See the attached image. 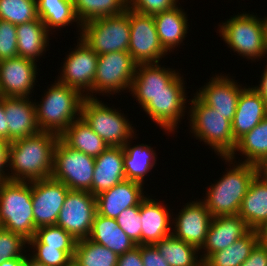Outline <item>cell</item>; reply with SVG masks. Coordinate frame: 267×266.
<instances>
[{
	"label": "cell",
	"mask_w": 267,
	"mask_h": 266,
	"mask_svg": "<svg viewBox=\"0 0 267 266\" xmlns=\"http://www.w3.org/2000/svg\"><path fill=\"white\" fill-rule=\"evenodd\" d=\"M60 136L40 131L10 142L7 180L32 182L52 175L54 149Z\"/></svg>",
	"instance_id": "1"
},
{
	"label": "cell",
	"mask_w": 267,
	"mask_h": 266,
	"mask_svg": "<svg viewBox=\"0 0 267 266\" xmlns=\"http://www.w3.org/2000/svg\"><path fill=\"white\" fill-rule=\"evenodd\" d=\"M47 90L40 104H35L37 124L40 131L60 136L81 117L82 102L86 96L58 81Z\"/></svg>",
	"instance_id": "2"
},
{
	"label": "cell",
	"mask_w": 267,
	"mask_h": 266,
	"mask_svg": "<svg viewBox=\"0 0 267 266\" xmlns=\"http://www.w3.org/2000/svg\"><path fill=\"white\" fill-rule=\"evenodd\" d=\"M1 228L22 235L35 236L32 205V182L4 180L0 185Z\"/></svg>",
	"instance_id": "3"
},
{
	"label": "cell",
	"mask_w": 267,
	"mask_h": 266,
	"mask_svg": "<svg viewBox=\"0 0 267 266\" xmlns=\"http://www.w3.org/2000/svg\"><path fill=\"white\" fill-rule=\"evenodd\" d=\"M207 189L205 204L212 217L238 214L251 181L256 176L253 164L239 162Z\"/></svg>",
	"instance_id": "4"
},
{
	"label": "cell",
	"mask_w": 267,
	"mask_h": 266,
	"mask_svg": "<svg viewBox=\"0 0 267 266\" xmlns=\"http://www.w3.org/2000/svg\"><path fill=\"white\" fill-rule=\"evenodd\" d=\"M194 97L189 110L194 136L210 145L221 157H230L237 145L232 134V121Z\"/></svg>",
	"instance_id": "5"
},
{
	"label": "cell",
	"mask_w": 267,
	"mask_h": 266,
	"mask_svg": "<svg viewBox=\"0 0 267 266\" xmlns=\"http://www.w3.org/2000/svg\"><path fill=\"white\" fill-rule=\"evenodd\" d=\"M81 39L99 56L128 51L130 41L129 8L119 15L92 20L81 26Z\"/></svg>",
	"instance_id": "6"
},
{
	"label": "cell",
	"mask_w": 267,
	"mask_h": 266,
	"mask_svg": "<svg viewBox=\"0 0 267 266\" xmlns=\"http://www.w3.org/2000/svg\"><path fill=\"white\" fill-rule=\"evenodd\" d=\"M81 117L108 146L123 147L128 139L135 137L128 119L97 97L83 99Z\"/></svg>",
	"instance_id": "7"
},
{
	"label": "cell",
	"mask_w": 267,
	"mask_h": 266,
	"mask_svg": "<svg viewBox=\"0 0 267 266\" xmlns=\"http://www.w3.org/2000/svg\"><path fill=\"white\" fill-rule=\"evenodd\" d=\"M95 158L69 147L60 137L54 149L51 177L64 183L70 190L92 194Z\"/></svg>",
	"instance_id": "8"
},
{
	"label": "cell",
	"mask_w": 267,
	"mask_h": 266,
	"mask_svg": "<svg viewBox=\"0 0 267 266\" xmlns=\"http://www.w3.org/2000/svg\"><path fill=\"white\" fill-rule=\"evenodd\" d=\"M220 36L234 52L247 59H258L267 54L261 19L245 12L219 25Z\"/></svg>",
	"instance_id": "9"
},
{
	"label": "cell",
	"mask_w": 267,
	"mask_h": 266,
	"mask_svg": "<svg viewBox=\"0 0 267 266\" xmlns=\"http://www.w3.org/2000/svg\"><path fill=\"white\" fill-rule=\"evenodd\" d=\"M137 65L128 51L99 55L91 93L115 94L127 87L130 90Z\"/></svg>",
	"instance_id": "10"
},
{
	"label": "cell",
	"mask_w": 267,
	"mask_h": 266,
	"mask_svg": "<svg viewBox=\"0 0 267 266\" xmlns=\"http://www.w3.org/2000/svg\"><path fill=\"white\" fill-rule=\"evenodd\" d=\"M181 74L158 63L138 64L130 91L144 107L154 95L161 92H185Z\"/></svg>",
	"instance_id": "11"
},
{
	"label": "cell",
	"mask_w": 267,
	"mask_h": 266,
	"mask_svg": "<svg viewBox=\"0 0 267 266\" xmlns=\"http://www.w3.org/2000/svg\"><path fill=\"white\" fill-rule=\"evenodd\" d=\"M97 214L96 196L88 191L70 190L61 208L56 225L75 240L89 237Z\"/></svg>",
	"instance_id": "12"
},
{
	"label": "cell",
	"mask_w": 267,
	"mask_h": 266,
	"mask_svg": "<svg viewBox=\"0 0 267 266\" xmlns=\"http://www.w3.org/2000/svg\"><path fill=\"white\" fill-rule=\"evenodd\" d=\"M130 41L128 53L137 64L159 63L167 52L160 44L153 15L129 9Z\"/></svg>",
	"instance_id": "13"
},
{
	"label": "cell",
	"mask_w": 267,
	"mask_h": 266,
	"mask_svg": "<svg viewBox=\"0 0 267 266\" xmlns=\"http://www.w3.org/2000/svg\"><path fill=\"white\" fill-rule=\"evenodd\" d=\"M78 43L77 48L66 57L61 76L57 80L79 90L82 94L88 91L85 96L93 98L89 92L93 90L98 55L81 38Z\"/></svg>",
	"instance_id": "14"
},
{
	"label": "cell",
	"mask_w": 267,
	"mask_h": 266,
	"mask_svg": "<svg viewBox=\"0 0 267 266\" xmlns=\"http://www.w3.org/2000/svg\"><path fill=\"white\" fill-rule=\"evenodd\" d=\"M70 189L52 177L32 181L35 228L56 225L59 212Z\"/></svg>",
	"instance_id": "15"
},
{
	"label": "cell",
	"mask_w": 267,
	"mask_h": 266,
	"mask_svg": "<svg viewBox=\"0 0 267 266\" xmlns=\"http://www.w3.org/2000/svg\"><path fill=\"white\" fill-rule=\"evenodd\" d=\"M36 74L35 61L25 57L0 60V97H29Z\"/></svg>",
	"instance_id": "16"
},
{
	"label": "cell",
	"mask_w": 267,
	"mask_h": 266,
	"mask_svg": "<svg viewBox=\"0 0 267 266\" xmlns=\"http://www.w3.org/2000/svg\"><path fill=\"white\" fill-rule=\"evenodd\" d=\"M186 204L174 219L175 229L171 234L200 250L206 241L212 215L201 200Z\"/></svg>",
	"instance_id": "17"
},
{
	"label": "cell",
	"mask_w": 267,
	"mask_h": 266,
	"mask_svg": "<svg viewBox=\"0 0 267 266\" xmlns=\"http://www.w3.org/2000/svg\"><path fill=\"white\" fill-rule=\"evenodd\" d=\"M204 87L197 91L196 97L205 105L226 115V119L233 121L238 99L244 89L228 76H215ZM202 89V90H201Z\"/></svg>",
	"instance_id": "18"
},
{
	"label": "cell",
	"mask_w": 267,
	"mask_h": 266,
	"mask_svg": "<svg viewBox=\"0 0 267 266\" xmlns=\"http://www.w3.org/2000/svg\"><path fill=\"white\" fill-rule=\"evenodd\" d=\"M250 230L238 214L212 217L206 241L202 246L204 255L200 259L204 262L211 254L226 249Z\"/></svg>",
	"instance_id": "19"
},
{
	"label": "cell",
	"mask_w": 267,
	"mask_h": 266,
	"mask_svg": "<svg viewBox=\"0 0 267 266\" xmlns=\"http://www.w3.org/2000/svg\"><path fill=\"white\" fill-rule=\"evenodd\" d=\"M143 185L131 180H124L109 190L96 195L97 213L116 219L126 208L140 206L147 197L143 195Z\"/></svg>",
	"instance_id": "20"
},
{
	"label": "cell",
	"mask_w": 267,
	"mask_h": 266,
	"mask_svg": "<svg viewBox=\"0 0 267 266\" xmlns=\"http://www.w3.org/2000/svg\"><path fill=\"white\" fill-rule=\"evenodd\" d=\"M35 102L29 97H4V110L9 128V142L40 132Z\"/></svg>",
	"instance_id": "21"
},
{
	"label": "cell",
	"mask_w": 267,
	"mask_h": 266,
	"mask_svg": "<svg viewBox=\"0 0 267 266\" xmlns=\"http://www.w3.org/2000/svg\"><path fill=\"white\" fill-rule=\"evenodd\" d=\"M123 158V147L112 146H109L95 158L92 179V194L94 196L126 180Z\"/></svg>",
	"instance_id": "22"
},
{
	"label": "cell",
	"mask_w": 267,
	"mask_h": 266,
	"mask_svg": "<svg viewBox=\"0 0 267 266\" xmlns=\"http://www.w3.org/2000/svg\"><path fill=\"white\" fill-rule=\"evenodd\" d=\"M185 92H161L143 107L151 120L168 132H174L186 108Z\"/></svg>",
	"instance_id": "23"
},
{
	"label": "cell",
	"mask_w": 267,
	"mask_h": 266,
	"mask_svg": "<svg viewBox=\"0 0 267 266\" xmlns=\"http://www.w3.org/2000/svg\"><path fill=\"white\" fill-rule=\"evenodd\" d=\"M267 117V108L262 97L252 88H244L239 96L232 121V134L238 141Z\"/></svg>",
	"instance_id": "24"
},
{
	"label": "cell",
	"mask_w": 267,
	"mask_h": 266,
	"mask_svg": "<svg viewBox=\"0 0 267 266\" xmlns=\"http://www.w3.org/2000/svg\"><path fill=\"white\" fill-rule=\"evenodd\" d=\"M142 223L141 245H155L172 233L171 214L164 205L154 199L145 198L140 203Z\"/></svg>",
	"instance_id": "25"
},
{
	"label": "cell",
	"mask_w": 267,
	"mask_h": 266,
	"mask_svg": "<svg viewBox=\"0 0 267 266\" xmlns=\"http://www.w3.org/2000/svg\"><path fill=\"white\" fill-rule=\"evenodd\" d=\"M153 18L160 44L166 52L182 43L187 34L188 19L178 5L153 15Z\"/></svg>",
	"instance_id": "26"
},
{
	"label": "cell",
	"mask_w": 267,
	"mask_h": 266,
	"mask_svg": "<svg viewBox=\"0 0 267 266\" xmlns=\"http://www.w3.org/2000/svg\"><path fill=\"white\" fill-rule=\"evenodd\" d=\"M88 238L107 247L118 256L137 246L118 226L115 219L99 215L98 213L95 216Z\"/></svg>",
	"instance_id": "27"
},
{
	"label": "cell",
	"mask_w": 267,
	"mask_h": 266,
	"mask_svg": "<svg viewBox=\"0 0 267 266\" xmlns=\"http://www.w3.org/2000/svg\"><path fill=\"white\" fill-rule=\"evenodd\" d=\"M238 215L251 230L267 221V182L257 175L251 181Z\"/></svg>",
	"instance_id": "28"
},
{
	"label": "cell",
	"mask_w": 267,
	"mask_h": 266,
	"mask_svg": "<svg viewBox=\"0 0 267 266\" xmlns=\"http://www.w3.org/2000/svg\"><path fill=\"white\" fill-rule=\"evenodd\" d=\"M48 34L49 31L39 17L17 25L18 56L35 61L49 45Z\"/></svg>",
	"instance_id": "29"
},
{
	"label": "cell",
	"mask_w": 267,
	"mask_h": 266,
	"mask_svg": "<svg viewBox=\"0 0 267 266\" xmlns=\"http://www.w3.org/2000/svg\"><path fill=\"white\" fill-rule=\"evenodd\" d=\"M60 138L71 148L98 157L109 146L93 129L80 117L60 135Z\"/></svg>",
	"instance_id": "30"
},
{
	"label": "cell",
	"mask_w": 267,
	"mask_h": 266,
	"mask_svg": "<svg viewBox=\"0 0 267 266\" xmlns=\"http://www.w3.org/2000/svg\"><path fill=\"white\" fill-rule=\"evenodd\" d=\"M130 139L123 145L124 171L126 180L138 182L143 185L145 175L155 166L156 153L151 146L139 144L130 147Z\"/></svg>",
	"instance_id": "31"
},
{
	"label": "cell",
	"mask_w": 267,
	"mask_h": 266,
	"mask_svg": "<svg viewBox=\"0 0 267 266\" xmlns=\"http://www.w3.org/2000/svg\"><path fill=\"white\" fill-rule=\"evenodd\" d=\"M236 151L241 152L247 158L242 161L243 163L253 165L267 155V117L237 141L234 153L230 157L221 158L233 164Z\"/></svg>",
	"instance_id": "32"
},
{
	"label": "cell",
	"mask_w": 267,
	"mask_h": 266,
	"mask_svg": "<svg viewBox=\"0 0 267 266\" xmlns=\"http://www.w3.org/2000/svg\"><path fill=\"white\" fill-rule=\"evenodd\" d=\"M257 244L256 230H250L226 249L211 254L203 263L205 266H240Z\"/></svg>",
	"instance_id": "33"
},
{
	"label": "cell",
	"mask_w": 267,
	"mask_h": 266,
	"mask_svg": "<svg viewBox=\"0 0 267 266\" xmlns=\"http://www.w3.org/2000/svg\"><path fill=\"white\" fill-rule=\"evenodd\" d=\"M74 12L81 28L92 20L116 16L128 8V0H72ZM81 23V24H80Z\"/></svg>",
	"instance_id": "34"
},
{
	"label": "cell",
	"mask_w": 267,
	"mask_h": 266,
	"mask_svg": "<svg viewBox=\"0 0 267 266\" xmlns=\"http://www.w3.org/2000/svg\"><path fill=\"white\" fill-rule=\"evenodd\" d=\"M154 246L170 266H200L203 263L201 259H197L199 249L196 246L179 240L172 234Z\"/></svg>",
	"instance_id": "35"
},
{
	"label": "cell",
	"mask_w": 267,
	"mask_h": 266,
	"mask_svg": "<svg viewBox=\"0 0 267 266\" xmlns=\"http://www.w3.org/2000/svg\"><path fill=\"white\" fill-rule=\"evenodd\" d=\"M118 255L89 238L76 242L72 263L76 266H117Z\"/></svg>",
	"instance_id": "36"
},
{
	"label": "cell",
	"mask_w": 267,
	"mask_h": 266,
	"mask_svg": "<svg viewBox=\"0 0 267 266\" xmlns=\"http://www.w3.org/2000/svg\"><path fill=\"white\" fill-rule=\"evenodd\" d=\"M37 13L40 20L49 31L51 28H60L70 25L71 22L79 23L76 17L72 0H36Z\"/></svg>",
	"instance_id": "37"
},
{
	"label": "cell",
	"mask_w": 267,
	"mask_h": 266,
	"mask_svg": "<svg viewBox=\"0 0 267 266\" xmlns=\"http://www.w3.org/2000/svg\"><path fill=\"white\" fill-rule=\"evenodd\" d=\"M38 17L36 0H0V20L17 26Z\"/></svg>",
	"instance_id": "38"
},
{
	"label": "cell",
	"mask_w": 267,
	"mask_h": 266,
	"mask_svg": "<svg viewBox=\"0 0 267 266\" xmlns=\"http://www.w3.org/2000/svg\"><path fill=\"white\" fill-rule=\"evenodd\" d=\"M28 245H32L35 250L33 258L38 263L45 266H69L72 263L75 250H58L53 247H46L36 236L28 240Z\"/></svg>",
	"instance_id": "39"
},
{
	"label": "cell",
	"mask_w": 267,
	"mask_h": 266,
	"mask_svg": "<svg viewBox=\"0 0 267 266\" xmlns=\"http://www.w3.org/2000/svg\"><path fill=\"white\" fill-rule=\"evenodd\" d=\"M35 236L46 247L58 250H75L77 242L67 231L57 225L39 227L36 229Z\"/></svg>",
	"instance_id": "40"
},
{
	"label": "cell",
	"mask_w": 267,
	"mask_h": 266,
	"mask_svg": "<svg viewBox=\"0 0 267 266\" xmlns=\"http://www.w3.org/2000/svg\"><path fill=\"white\" fill-rule=\"evenodd\" d=\"M25 244H28L22 235L0 229V263L12 258H25L23 254Z\"/></svg>",
	"instance_id": "41"
},
{
	"label": "cell",
	"mask_w": 267,
	"mask_h": 266,
	"mask_svg": "<svg viewBox=\"0 0 267 266\" xmlns=\"http://www.w3.org/2000/svg\"><path fill=\"white\" fill-rule=\"evenodd\" d=\"M118 226L137 245H141L142 223L140 206H132L123 210L115 219Z\"/></svg>",
	"instance_id": "42"
},
{
	"label": "cell",
	"mask_w": 267,
	"mask_h": 266,
	"mask_svg": "<svg viewBox=\"0 0 267 266\" xmlns=\"http://www.w3.org/2000/svg\"><path fill=\"white\" fill-rule=\"evenodd\" d=\"M17 56V26L0 20V60Z\"/></svg>",
	"instance_id": "43"
},
{
	"label": "cell",
	"mask_w": 267,
	"mask_h": 266,
	"mask_svg": "<svg viewBox=\"0 0 267 266\" xmlns=\"http://www.w3.org/2000/svg\"><path fill=\"white\" fill-rule=\"evenodd\" d=\"M177 2L178 0H128V8L144 15H155L173 9Z\"/></svg>",
	"instance_id": "44"
},
{
	"label": "cell",
	"mask_w": 267,
	"mask_h": 266,
	"mask_svg": "<svg viewBox=\"0 0 267 266\" xmlns=\"http://www.w3.org/2000/svg\"><path fill=\"white\" fill-rule=\"evenodd\" d=\"M143 266H170L154 245H141Z\"/></svg>",
	"instance_id": "45"
},
{
	"label": "cell",
	"mask_w": 267,
	"mask_h": 266,
	"mask_svg": "<svg viewBox=\"0 0 267 266\" xmlns=\"http://www.w3.org/2000/svg\"><path fill=\"white\" fill-rule=\"evenodd\" d=\"M117 266H143L141 245H137L132 250L120 255Z\"/></svg>",
	"instance_id": "46"
},
{
	"label": "cell",
	"mask_w": 267,
	"mask_h": 266,
	"mask_svg": "<svg viewBox=\"0 0 267 266\" xmlns=\"http://www.w3.org/2000/svg\"><path fill=\"white\" fill-rule=\"evenodd\" d=\"M240 266H267V248L257 244Z\"/></svg>",
	"instance_id": "47"
},
{
	"label": "cell",
	"mask_w": 267,
	"mask_h": 266,
	"mask_svg": "<svg viewBox=\"0 0 267 266\" xmlns=\"http://www.w3.org/2000/svg\"><path fill=\"white\" fill-rule=\"evenodd\" d=\"M9 145L10 142L4 139H0V176L4 180H7V175L3 170H6L4 167H8L7 163L9 161Z\"/></svg>",
	"instance_id": "48"
},
{
	"label": "cell",
	"mask_w": 267,
	"mask_h": 266,
	"mask_svg": "<svg viewBox=\"0 0 267 266\" xmlns=\"http://www.w3.org/2000/svg\"><path fill=\"white\" fill-rule=\"evenodd\" d=\"M4 110V97H0V139L9 142V128Z\"/></svg>",
	"instance_id": "49"
},
{
	"label": "cell",
	"mask_w": 267,
	"mask_h": 266,
	"mask_svg": "<svg viewBox=\"0 0 267 266\" xmlns=\"http://www.w3.org/2000/svg\"><path fill=\"white\" fill-rule=\"evenodd\" d=\"M265 68L260 81L261 83L253 89L262 97L267 108V65Z\"/></svg>",
	"instance_id": "50"
},
{
	"label": "cell",
	"mask_w": 267,
	"mask_h": 266,
	"mask_svg": "<svg viewBox=\"0 0 267 266\" xmlns=\"http://www.w3.org/2000/svg\"><path fill=\"white\" fill-rule=\"evenodd\" d=\"M256 175L267 182V155L255 164Z\"/></svg>",
	"instance_id": "51"
},
{
	"label": "cell",
	"mask_w": 267,
	"mask_h": 266,
	"mask_svg": "<svg viewBox=\"0 0 267 266\" xmlns=\"http://www.w3.org/2000/svg\"><path fill=\"white\" fill-rule=\"evenodd\" d=\"M256 230L258 235V244L267 248V221L262 223Z\"/></svg>",
	"instance_id": "52"
},
{
	"label": "cell",
	"mask_w": 267,
	"mask_h": 266,
	"mask_svg": "<svg viewBox=\"0 0 267 266\" xmlns=\"http://www.w3.org/2000/svg\"><path fill=\"white\" fill-rule=\"evenodd\" d=\"M25 258H12L4 260L0 263V266H23Z\"/></svg>",
	"instance_id": "53"
},
{
	"label": "cell",
	"mask_w": 267,
	"mask_h": 266,
	"mask_svg": "<svg viewBox=\"0 0 267 266\" xmlns=\"http://www.w3.org/2000/svg\"><path fill=\"white\" fill-rule=\"evenodd\" d=\"M261 23L263 28L264 45L267 52V17L261 19Z\"/></svg>",
	"instance_id": "54"
},
{
	"label": "cell",
	"mask_w": 267,
	"mask_h": 266,
	"mask_svg": "<svg viewBox=\"0 0 267 266\" xmlns=\"http://www.w3.org/2000/svg\"><path fill=\"white\" fill-rule=\"evenodd\" d=\"M23 266H45L44 264L38 263L33 258H29V256L25 257Z\"/></svg>",
	"instance_id": "55"
},
{
	"label": "cell",
	"mask_w": 267,
	"mask_h": 266,
	"mask_svg": "<svg viewBox=\"0 0 267 266\" xmlns=\"http://www.w3.org/2000/svg\"><path fill=\"white\" fill-rule=\"evenodd\" d=\"M4 181V179L0 176V185Z\"/></svg>",
	"instance_id": "56"
}]
</instances>
